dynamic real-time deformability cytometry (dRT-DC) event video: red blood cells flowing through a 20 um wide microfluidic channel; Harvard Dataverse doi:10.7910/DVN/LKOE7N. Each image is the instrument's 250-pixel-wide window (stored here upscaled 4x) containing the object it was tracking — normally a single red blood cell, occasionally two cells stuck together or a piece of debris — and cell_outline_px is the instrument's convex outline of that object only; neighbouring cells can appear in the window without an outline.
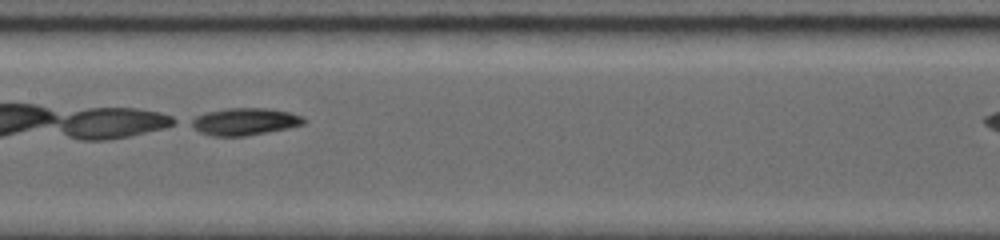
{"species": "common noctule bat (a hibernating species)", "species_latin": "Nyctalus noctula", "temperature_condition": "room temperature", "stored_images_in_passage": 13, "camera_frame_rate_fps": 5000, "um_per_image_px": 0.085, "animal": {"sex": "female", "body_mass_g": 19.0, "forearm_length_mm": 56.7}, "frame": {"image": 1, "passage_image": 13, "time_ms": 5.0, "image_size_px": [1000, 240], "cell_outline_px": [[304, 124], [244, 136], [216, 136], [200, 132], [188, 124], [188, 120], [196, 116], [208, 112], [228, 108], [268, 108], [288, 112], [300, 116], [304, 120]], "centroid_in_image_um": [20.71, 10.32], "position_along_channel_um": 186.7, "area_um2": 17.46}}